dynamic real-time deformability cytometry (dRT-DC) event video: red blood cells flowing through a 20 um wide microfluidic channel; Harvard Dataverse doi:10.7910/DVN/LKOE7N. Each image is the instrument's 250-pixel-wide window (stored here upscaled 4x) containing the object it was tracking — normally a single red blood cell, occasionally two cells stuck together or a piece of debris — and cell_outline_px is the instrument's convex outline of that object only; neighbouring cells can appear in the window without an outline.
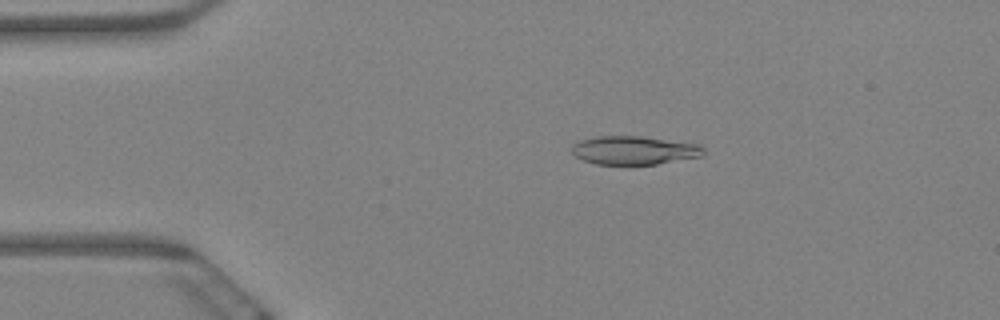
{"species": "Egyptian fruit bat (a non-hibernating species)", "species_latin": "Rousettus aegyptiacus", "temperature_condition": "warm", "stored_images_in_passage": 63, "camera_frame_rate_fps": 3000, "um_per_image_px": 0.085, "animal": {"sex": "female"}, "frame": {"image": 1, "passage_image": 12, "time_ms": 3.667, "image_size_px": [1000, 320], "cell_outline_px": [[704, 156], [656, 164], [596, 164], [584, 160], [576, 156], [572, 152], [572, 144], [580, 140], [596, 136], [640, 136], [700, 144], [704, 148]], "centroid_in_image_um": [53.92, 12.77], "position_along_channel_um": 31.1, "area_um2": 21.91}}
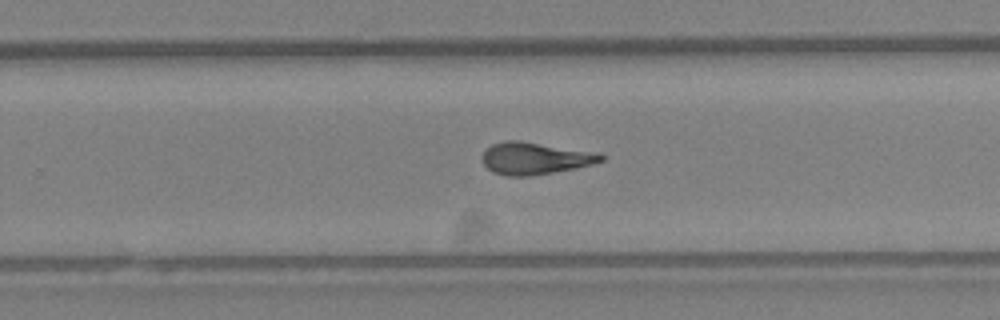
{"frame": {"image": 2, "passage_image": 40, "time_ms": 13.0, "image_size_px": [1000, 320], "cell_outline_px": [[604, 160], [592, 164], [576, 168], [528, 176], [504, 176], [492, 172], [484, 164], [480, 156], [492, 144], [504, 140], [520, 140], [600, 152], [604, 156]], "centroid_in_image_um": [45.48, 13.44], "position_along_channel_um": 284.3, "area_um2": 22.48}}
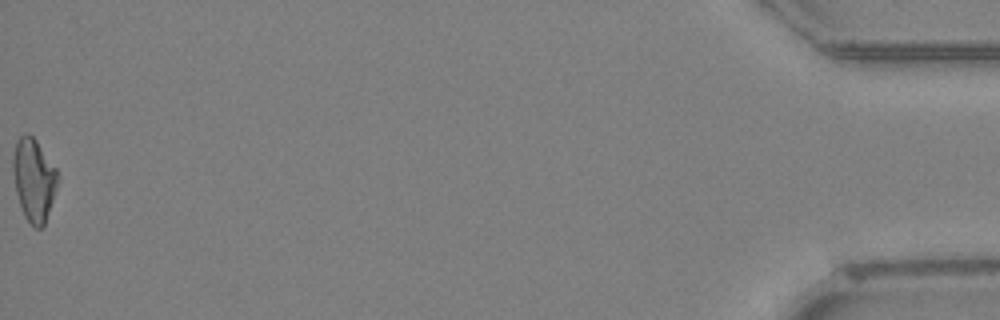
{"frame": {"image": 3, "passage_image": 63, "time_ms": 20.667, "image_size_px": [1000, 320], "cell_outline_px": [[60, 180], [44, 224], [40, 228], [36, 228], [24, 216], [16, 192], [12, 172], [12, 156], [16, 140], [24, 132], [28, 132], [36, 140], [56, 168], [60, 176]], "centroid_in_image_um": [2.87, 15.23], "position_along_channel_um": 432.3, "area_um2": 21.73}, "authors_computed_cell_mechanics": {"area_um2": 21.964, "velocity_mm_per_s": 3.2609, "shape_relaxation_time_tau1_ms": null, "shape_relaxation_time_tau2_ms": 3.9662, "deformation_change_tau1": null, "deformation_change_tau2": 0.1305}}